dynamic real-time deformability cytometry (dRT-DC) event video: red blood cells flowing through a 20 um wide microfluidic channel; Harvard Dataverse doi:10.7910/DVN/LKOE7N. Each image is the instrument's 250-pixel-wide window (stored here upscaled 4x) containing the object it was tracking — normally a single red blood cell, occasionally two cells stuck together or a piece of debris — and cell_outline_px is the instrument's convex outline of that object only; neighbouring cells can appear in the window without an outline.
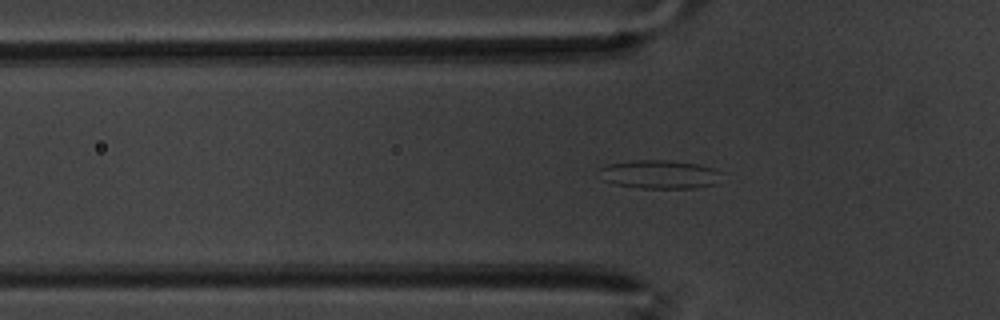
{"species": "common noctule bat (a hibernating species)", "species_latin": "Nyctalus noctula", "temperature_condition": "warm", "stored_images_in_passage": 49, "camera_frame_rate_fps": 3000, "um_per_image_px": 0.085, "animal": {"sex": "male", "body_mass_g": 20.1, "forearm_length_mm": 53.5}, "frame": {"image": 1, "passage_image": 9, "time_ms": 2.667, "image_size_px": [1000, 320], "cell_outline_px": [[724, 172], [716, 184], [696, 188], [640, 188], [616, 184], [604, 180], [596, 172], [596, 168], [608, 164], [632, 160], [672, 160], [700, 164]], "centroid_in_image_um": [56.06, 14.81], "position_along_channel_um": 69.7, "area_um2": 20.81}}
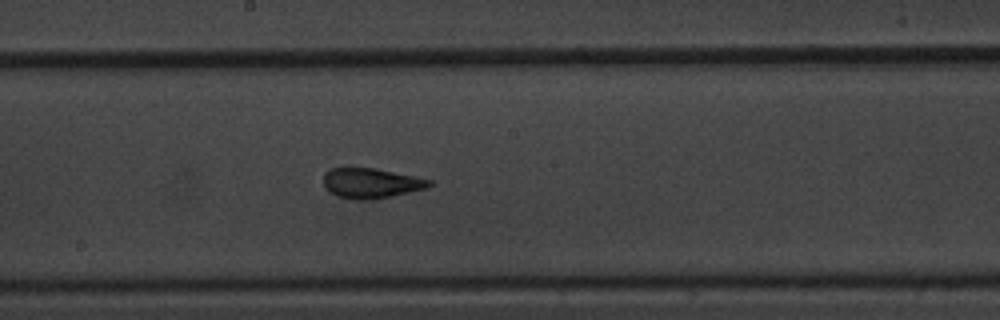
{"frame": {"image": 2, "passage_image": 22, "time_ms": 7.0, "image_size_px": [1000, 320], "cell_outline_px": [[432, 184], [428, 188], [392, 196], [372, 200], [356, 200], [336, 196], [324, 188], [324, 172], [332, 168], [376, 168], [432, 180]], "centroid_in_image_um": [31.53, 15.58], "position_along_channel_um": 216.7, "area_um2": 18.67}}
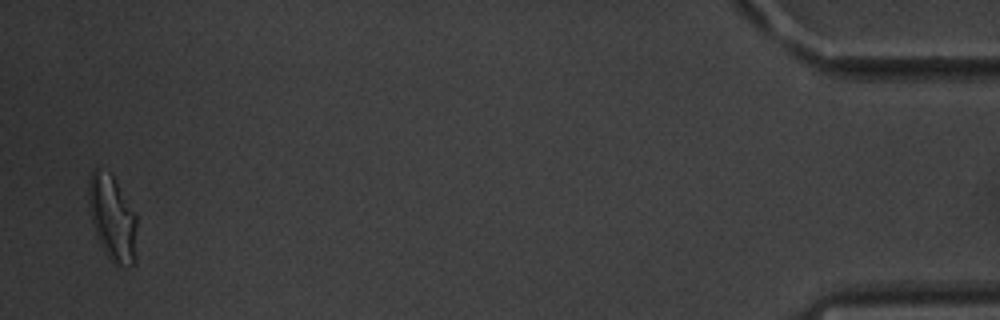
{"frame": {"image": 3, "passage_image": 48, "time_ms": 15.667, "image_size_px": [1000, 320], "cell_outline_px": [[136, 264], [128, 268], [116, 268], [108, 256], [96, 236], [88, 208], [88, 180], [92, 168], [96, 168], [108, 172], [112, 176], [136, 212]], "centroid_in_image_um": [9.56, 18.59], "position_along_channel_um": 425.6, "area_um2": 24.62}, "authors_computed_cell_mechanics": {"area_um2": 18.9006, "velocity_mm_per_s": 3.3781, "shape_relaxation_time_tau1_ms": 8.813, "shape_relaxation_time_tau2_ms": 1.5517, "deformation_change_tau1": 0.2026, "deformation_change_tau2": 0.0884}}